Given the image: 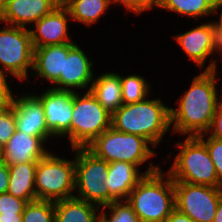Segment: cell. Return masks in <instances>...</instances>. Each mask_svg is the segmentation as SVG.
Segmentation results:
<instances>
[{"label":"cell","instance_id":"obj_14","mask_svg":"<svg viewBox=\"0 0 222 222\" xmlns=\"http://www.w3.org/2000/svg\"><path fill=\"white\" fill-rule=\"evenodd\" d=\"M89 60L84 50L76 44L68 55L64 56L63 73H60V77L53 83V89L76 92L73 88L82 89L92 84L93 63Z\"/></svg>","mask_w":222,"mask_h":222},{"label":"cell","instance_id":"obj_18","mask_svg":"<svg viewBox=\"0 0 222 222\" xmlns=\"http://www.w3.org/2000/svg\"><path fill=\"white\" fill-rule=\"evenodd\" d=\"M56 6L51 0H9L3 5L1 23L26 28V24H35Z\"/></svg>","mask_w":222,"mask_h":222},{"label":"cell","instance_id":"obj_42","mask_svg":"<svg viewBox=\"0 0 222 222\" xmlns=\"http://www.w3.org/2000/svg\"><path fill=\"white\" fill-rule=\"evenodd\" d=\"M8 1H9V0H0V4H1V5H4V4H6Z\"/></svg>","mask_w":222,"mask_h":222},{"label":"cell","instance_id":"obj_32","mask_svg":"<svg viewBox=\"0 0 222 222\" xmlns=\"http://www.w3.org/2000/svg\"><path fill=\"white\" fill-rule=\"evenodd\" d=\"M8 73L0 69V106L11 104L13 95L11 88L8 86L7 78L5 75Z\"/></svg>","mask_w":222,"mask_h":222},{"label":"cell","instance_id":"obj_28","mask_svg":"<svg viewBox=\"0 0 222 222\" xmlns=\"http://www.w3.org/2000/svg\"><path fill=\"white\" fill-rule=\"evenodd\" d=\"M16 130L15 110L12 103L0 106V150Z\"/></svg>","mask_w":222,"mask_h":222},{"label":"cell","instance_id":"obj_6","mask_svg":"<svg viewBox=\"0 0 222 222\" xmlns=\"http://www.w3.org/2000/svg\"><path fill=\"white\" fill-rule=\"evenodd\" d=\"M75 158L73 161L48 152L37 162L35 172L36 200L60 201L74 197Z\"/></svg>","mask_w":222,"mask_h":222},{"label":"cell","instance_id":"obj_5","mask_svg":"<svg viewBox=\"0 0 222 222\" xmlns=\"http://www.w3.org/2000/svg\"><path fill=\"white\" fill-rule=\"evenodd\" d=\"M110 114L90 92L80 96L73 92V112L70 143L73 148H86L101 133L111 127Z\"/></svg>","mask_w":222,"mask_h":222},{"label":"cell","instance_id":"obj_12","mask_svg":"<svg viewBox=\"0 0 222 222\" xmlns=\"http://www.w3.org/2000/svg\"><path fill=\"white\" fill-rule=\"evenodd\" d=\"M221 28L218 22L197 25L192 30L174 36L182 50L199 67H204L205 60L218 51Z\"/></svg>","mask_w":222,"mask_h":222},{"label":"cell","instance_id":"obj_2","mask_svg":"<svg viewBox=\"0 0 222 222\" xmlns=\"http://www.w3.org/2000/svg\"><path fill=\"white\" fill-rule=\"evenodd\" d=\"M111 126L119 132L141 136L156 147L170 129V108L160 99L123 104L112 114Z\"/></svg>","mask_w":222,"mask_h":222},{"label":"cell","instance_id":"obj_24","mask_svg":"<svg viewBox=\"0 0 222 222\" xmlns=\"http://www.w3.org/2000/svg\"><path fill=\"white\" fill-rule=\"evenodd\" d=\"M110 0H69L65 7L74 21L91 26L110 5Z\"/></svg>","mask_w":222,"mask_h":222},{"label":"cell","instance_id":"obj_29","mask_svg":"<svg viewBox=\"0 0 222 222\" xmlns=\"http://www.w3.org/2000/svg\"><path fill=\"white\" fill-rule=\"evenodd\" d=\"M205 133L197 136L207 147L210 158L214 163L218 182L222 186V140L215 139L208 135L207 141Z\"/></svg>","mask_w":222,"mask_h":222},{"label":"cell","instance_id":"obj_21","mask_svg":"<svg viewBox=\"0 0 222 222\" xmlns=\"http://www.w3.org/2000/svg\"><path fill=\"white\" fill-rule=\"evenodd\" d=\"M37 162H24L9 166V186L7 193L31 202L36 200L35 172Z\"/></svg>","mask_w":222,"mask_h":222},{"label":"cell","instance_id":"obj_23","mask_svg":"<svg viewBox=\"0 0 222 222\" xmlns=\"http://www.w3.org/2000/svg\"><path fill=\"white\" fill-rule=\"evenodd\" d=\"M153 6L192 18L214 15L219 9L218 0H156Z\"/></svg>","mask_w":222,"mask_h":222},{"label":"cell","instance_id":"obj_3","mask_svg":"<svg viewBox=\"0 0 222 222\" xmlns=\"http://www.w3.org/2000/svg\"><path fill=\"white\" fill-rule=\"evenodd\" d=\"M162 171L160 167L146 174L126 200L140 222H165L175 208L174 181L168 172L167 178Z\"/></svg>","mask_w":222,"mask_h":222},{"label":"cell","instance_id":"obj_15","mask_svg":"<svg viewBox=\"0 0 222 222\" xmlns=\"http://www.w3.org/2000/svg\"><path fill=\"white\" fill-rule=\"evenodd\" d=\"M160 166H148L145 173H139L138 166L132 163L115 161L109 163L108 177L104 179L106 192L115 201H126L130 192L135 188L139 181L146 175L157 171Z\"/></svg>","mask_w":222,"mask_h":222},{"label":"cell","instance_id":"obj_35","mask_svg":"<svg viewBox=\"0 0 222 222\" xmlns=\"http://www.w3.org/2000/svg\"><path fill=\"white\" fill-rule=\"evenodd\" d=\"M165 222H195L177 208H174Z\"/></svg>","mask_w":222,"mask_h":222},{"label":"cell","instance_id":"obj_40","mask_svg":"<svg viewBox=\"0 0 222 222\" xmlns=\"http://www.w3.org/2000/svg\"><path fill=\"white\" fill-rule=\"evenodd\" d=\"M218 51L222 52V33H221V36H220V39H219V43H218Z\"/></svg>","mask_w":222,"mask_h":222},{"label":"cell","instance_id":"obj_1","mask_svg":"<svg viewBox=\"0 0 222 222\" xmlns=\"http://www.w3.org/2000/svg\"><path fill=\"white\" fill-rule=\"evenodd\" d=\"M216 70V60L211 59L207 68L193 78L190 88L178 99L179 107L170 108L173 133L190 137L208 132L216 109L222 103L216 90Z\"/></svg>","mask_w":222,"mask_h":222},{"label":"cell","instance_id":"obj_36","mask_svg":"<svg viewBox=\"0 0 222 222\" xmlns=\"http://www.w3.org/2000/svg\"><path fill=\"white\" fill-rule=\"evenodd\" d=\"M0 222H22V215H0Z\"/></svg>","mask_w":222,"mask_h":222},{"label":"cell","instance_id":"obj_25","mask_svg":"<svg viewBox=\"0 0 222 222\" xmlns=\"http://www.w3.org/2000/svg\"><path fill=\"white\" fill-rule=\"evenodd\" d=\"M122 86L123 104H131L146 99L150 92V87L146 80L140 75L132 74L127 77L120 75Z\"/></svg>","mask_w":222,"mask_h":222},{"label":"cell","instance_id":"obj_13","mask_svg":"<svg viewBox=\"0 0 222 222\" xmlns=\"http://www.w3.org/2000/svg\"><path fill=\"white\" fill-rule=\"evenodd\" d=\"M69 11L65 6H56L49 14L43 16L30 29L33 48L59 45L72 42L68 32Z\"/></svg>","mask_w":222,"mask_h":222},{"label":"cell","instance_id":"obj_33","mask_svg":"<svg viewBox=\"0 0 222 222\" xmlns=\"http://www.w3.org/2000/svg\"><path fill=\"white\" fill-rule=\"evenodd\" d=\"M210 131L212 132L210 137L222 140V103L217 107L211 126L208 132L205 133V136H207Z\"/></svg>","mask_w":222,"mask_h":222},{"label":"cell","instance_id":"obj_10","mask_svg":"<svg viewBox=\"0 0 222 222\" xmlns=\"http://www.w3.org/2000/svg\"><path fill=\"white\" fill-rule=\"evenodd\" d=\"M175 208L195 222H213L222 188L174 182Z\"/></svg>","mask_w":222,"mask_h":222},{"label":"cell","instance_id":"obj_9","mask_svg":"<svg viewBox=\"0 0 222 222\" xmlns=\"http://www.w3.org/2000/svg\"><path fill=\"white\" fill-rule=\"evenodd\" d=\"M34 48L30 29L6 25L0 30V69L19 80L33 71Z\"/></svg>","mask_w":222,"mask_h":222},{"label":"cell","instance_id":"obj_31","mask_svg":"<svg viewBox=\"0 0 222 222\" xmlns=\"http://www.w3.org/2000/svg\"><path fill=\"white\" fill-rule=\"evenodd\" d=\"M110 3H120L124 5L129 11L140 14L143 11L153 9V3L151 0H110Z\"/></svg>","mask_w":222,"mask_h":222},{"label":"cell","instance_id":"obj_16","mask_svg":"<svg viewBox=\"0 0 222 222\" xmlns=\"http://www.w3.org/2000/svg\"><path fill=\"white\" fill-rule=\"evenodd\" d=\"M15 110L16 130L28 135L42 137L46 142L50 133L46 126L41 102L32 93L12 100Z\"/></svg>","mask_w":222,"mask_h":222},{"label":"cell","instance_id":"obj_39","mask_svg":"<svg viewBox=\"0 0 222 222\" xmlns=\"http://www.w3.org/2000/svg\"><path fill=\"white\" fill-rule=\"evenodd\" d=\"M222 7V0H218V8H221ZM219 25H220V28H221V33H222V12L219 14Z\"/></svg>","mask_w":222,"mask_h":222},{"label":"cell","instance_id":"obj_22","mask_svg":"<svg viewBox=\"0 0 222 222\" xmlns=\"http://www.w3.org/2000/svg\"><path fill=\"white\" fill-rule=\"evenodd\" d=\"M97 205L76 197L54 202L55 222H100Z\"/></svg>","mask_w":222,"mask_h":222},{"label":"cell","instance_id":"obj_30","mask_svg":"<svg viewBox=\"0 0 222 222\" xmlns=\"http://www.w3.org/2000/svg\"><path fill=\"white\" fill-rule=\"evenodd\" d=\"M27 203L9 193L0 194V215H22Z\"/></svg>","mask_w":222,"mask_h":222},{"label":"cell","instance_id":"obj_19","mask_svg":"<svg viewBox=\"0 0 222 222\" xmlns=\"http://www.w3.org/2000/svg\"><path fill=\"white\" fill-rule=\"evenodd\" d=\"M75 45V43H66L35 48L33 58L35 76L45 78L53 84L60 77V73H63L64 56H67Z\"/></svg>","mask_w":222,"mask_h":222},{"label":"cell","instance_id":"obj_27","mask_svg":"<svg viewBox=\"0 0 222 222\" xmlns=\"http://www.w3.org/2000/svg\"><path fill=\"white\" fill-rule=\"evenodd\" d=\"M111 211L110 218L104 209ZM100 212V222H140V219L133 211L132 206L127 201H114L111 204L102 207Z\"/></svg>","mask_w":222,"mask_h":222},{"label":"cell","instance_id":"obj_20","mask_svg":"<svg viewBox=\"0 0 222 222\" xmlns=\"http://www.w3.org/2000/svg\"><path fill=\"white\" fill-rule=\"evenodd\" d=\"M89 90L110 114L123 105L120 75L117 73L106 72L93 79Z\"/></svg>","mask_w":222,"mask_h":222},{"label":"cell","instance_id":"obj_11","mask_svg":"<svg viewBox=\"0 0 222 222\" xmlns=\"http://www.w3.org/2000/svg\"><path fill=\"white\" fill-rule=\"evenodd\" d=\"M44 110L46 126L53 136L68 135L73 112V92L49 88L41 95L33 94Z\"/></svg>","mask_w":222,"mask_h":222},{"label":"cell","instance_id":"obj_7","mask_svg":"<svg viewBox=\"0 0 222 222\" xmlns=\"http://www.w3.org/2000/svg\"><path fill=\"white\" fill-rule=\"evenodd\" d=\"M148 144L150 143L141 136L119 132L111 126L86 148L108 163L123 161L139 166L156 156Z\"/></svg>","mask_w":222,"mask_h":222},{"label":"cell","instance_id":"obj_17","mask_svg":"<svg viewBox=\"0 0 222 222\" xmlns=\"http://www.w3.org/2000/svg\"><path fill=\"white\" fill-rule=\"evenodd\" d=\"M45 142L42 137L15 130L12 137L0 150L1 160L7 166L24 162H38L49 152L43 146Z\"/></svg>","mask_w":222,"mask_h":222},{"label":"cell","instance_id":"obj_4","mask_svg":"<svg viewBox=\"0 0 222 222\" xmlns=\"http://www.w3.org/2000/svg\"><path fill=\"white\" fill-rule=\"evenodd\" d=\"M176 145L180 151L168 171L174 182L222 188L207 147L197 136H187Z\"/></svg>","mask_w":222,"mask_h":222},{"label":"cell","instance_id":"obj_8","mask_svg":"<svg viewBox=\"0 0 222 222\" xmlns=\"http://www.w3.org/2000/svg\"><path fill=\"white\" fill-rule=\"evenodd\" d=\"M75 154L74 197L104 207L115 200L106 192L104 179L108 177L109 163L97 158L87 148H73Z\"/></svg>","mask_w":222,"mask_h":222},{"label":"cell","instance_id":"obj_41","mask_svg":"<svg viewBox=\"0 0 222 222\" xmlns=\"http://www.w3.org/2000/svg\"><path fill=\"white\" fill-rule=\"evenodd\" d=\"M3 17V5L0 4V22L2 20Z\"/></svg>","mask_w":222,"mask_h":222},{"label":"cell","instance_id":"obj_37","mask_svg":"<svg viewBox=\"0 0 222 222\" xmlns=\"http://www.w3.org/2000/svg\"><path fill=\"white\" fill-rule=\"evenodd\" d=\"M213 222H222V198L220 199Z\"/></svg>","mask_w":222,"mask_h":222},{"label":"cell","instance_id":"obj_26","mask_svg":"<svg viewBox=\"0 0 222 222\" xmlns=\"http://www.w3.org/2000/svg\"><path fill=\"white\" fill-rule=\"evenodd\" d=\"M22 222H55L54 202L46 200L28 202L22 213Z\"/></svg>","mask_w":222,"mask_h":222},{"label":"cell","instance_id":"obj_34","mask_svg":"<svg viewBox=\"0 0 222 222\" xmlns=\"http://www.w3.org/2000/svg\"><path fill=\"white\" fill-rule=\"evenodd\" d=\"M9 166L0 160V194L7 193L9 186Z\"/></svg>","mask_w":222,"mask_h":222},{"label":"cell","instance_id":"obj_38","mask_svg":"<svg viewBox=\"0 0 222 222\" xmlns=\"http://www.w3.org/2000/svg\"><path fill=\"white\" fill-rule=\"evenodd\" d=\"M53 1L57 6H65L69 0H51Z\"/></svg>","mask_w":222,"mask_h":222}]
</instances>
